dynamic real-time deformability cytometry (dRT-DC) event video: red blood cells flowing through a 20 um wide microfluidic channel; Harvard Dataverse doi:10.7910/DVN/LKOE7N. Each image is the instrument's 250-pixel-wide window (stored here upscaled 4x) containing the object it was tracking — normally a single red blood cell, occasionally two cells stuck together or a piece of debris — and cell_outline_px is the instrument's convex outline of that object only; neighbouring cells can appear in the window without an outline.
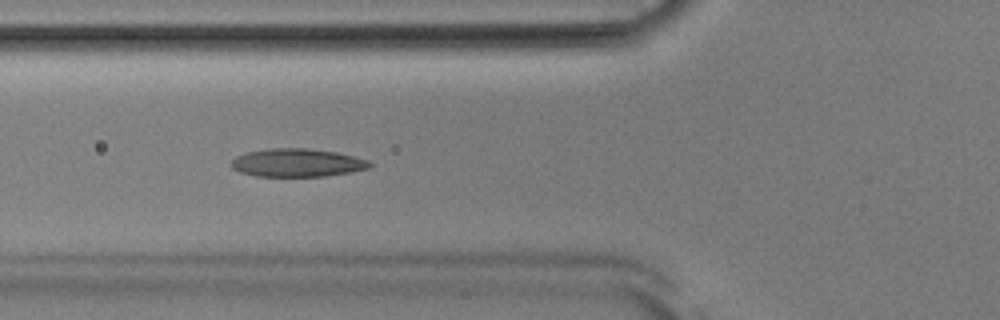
{"species": "Egyptian fruit bat (a non-hibernating species)", "species_latin": "Rousettus aegyptiacus", "temperature_condition": "room temperature", "stored_images_in_passage": 48, "camera_frame_rate_fps": 3000, "um_per_image_px": 0.085, "animal": {"sex": "male"}, "frame": {"image": 1, "passage_image": 15, "time_ms": 4.667, "image_size_px": [1000, 320], "cell_outline_px": [[372, 164], [368, 168], [352, 172], [324, 176], [256, 176], [240, 172], [232, 168], [228, 164], [236, 156], [248, 152], [268, 148], [308, 148], [336, 152], [368, 160]], "centroid_in_image_um": [25.22, 13.83], "position_along_channel_um": 100.6, "area_um2": 22.72}}
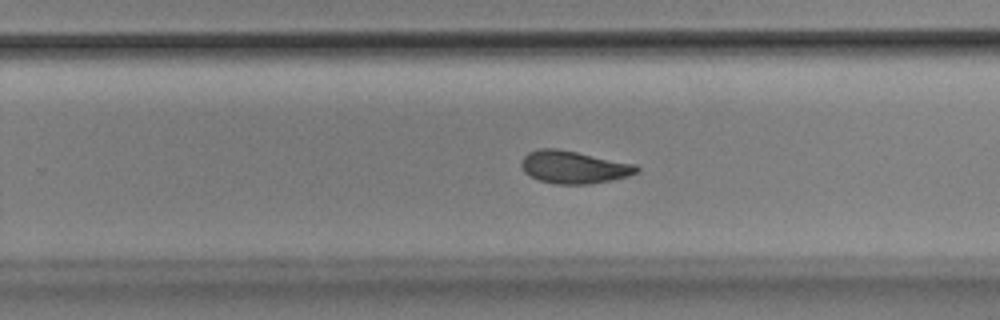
{"frame": {"image": 2, "passage_image": 29, "time_ms": 9.333, "image_size_px": [1000, 320], "cell_outline_px": [[640, 168], [636, 172], [628, 176], [588, 184], [556, 184], [540, 180], [524, 172], [520, 164], [520, 160], [528, 152], [536, 148], [556, 148], [636, 164]], "centroid_in_image_um": [48.72, 14.19], "position_along_channel_um": 281.1, "area_um2": 21.73}}
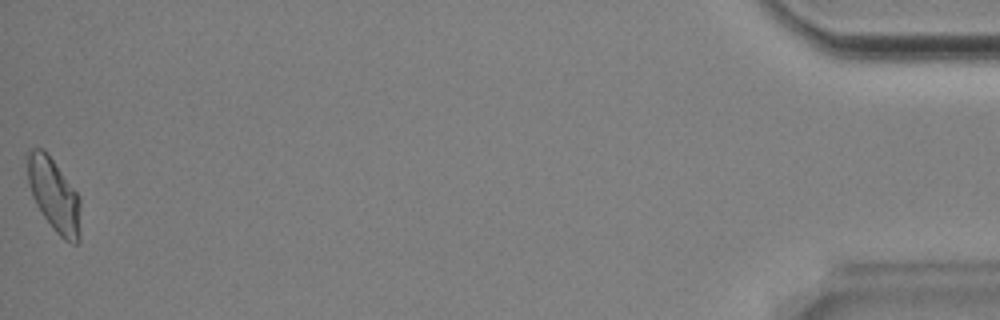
{"frame": {"image": 3, "passage_image": 48, "time_ms": 15.667, "image_size_px": [1000, 320], "cell_outline_px": [[80, 240], [76, 244], [72, 244], [64, 240], [52, 228], [36, 204], [32, 196], [28, 180], [24, 156], [24, 152], [32, 148], [40, 148], [52, 160], [76, 192], [80, 200]], "centroid_in_image_um": [4.56, 16.59], "position_along_channel_um": 430.6, "area_um2": 22.6}, "authors_computed_cell_mechanics": {"area_um2": 22.1085, "velocity_mm_per_s": 3.8662, "shape_relaxation_time_tau1_ms": 4.8696, "shape_relaxation_time_tau2_ms": 2.7416, "deformation_change_tau1": 0.1494, "deformation_change_tau2": 0.0635}}